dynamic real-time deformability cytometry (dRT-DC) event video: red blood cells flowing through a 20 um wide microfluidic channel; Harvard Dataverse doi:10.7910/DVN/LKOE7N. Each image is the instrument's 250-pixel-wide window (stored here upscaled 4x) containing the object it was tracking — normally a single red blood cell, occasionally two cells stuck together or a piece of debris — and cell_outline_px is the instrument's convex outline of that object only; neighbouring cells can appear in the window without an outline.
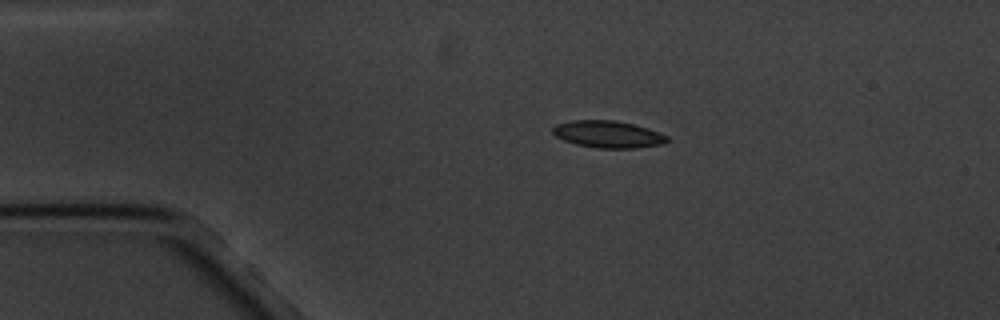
{"species": "common noctule bat (a hibernating species)", "species_latin": "Nyctalus noctula", "temperature_condition": "cold", "stored_images_in_passage": 3, "segment_of_instrument_passage": [1, 2], "camera_frame_rate_fps": 3000, "um_per_image_px": 0.085, "animal": {"sex": "male", "body_mass_g": 20.1, "forearm_length_mm": 53.5}, "frame": {"image": 1, "passage_image": 1, "time_ms": 0.0, "image_size_px": [1000, 320], "cell_outline_px": [[668, 140], [660, 144], [636, 148], [596, 148], [576, 144], [564, 140], [556, 136], [552, 132], [552, 128], [556, 124], [572, 120], [616, 120], [648, 128], [668, 136]], "centroid_in_image_um": [51.65, 11.41], "position_along_channel_um": 33.3, "area_um2": 17.92}}